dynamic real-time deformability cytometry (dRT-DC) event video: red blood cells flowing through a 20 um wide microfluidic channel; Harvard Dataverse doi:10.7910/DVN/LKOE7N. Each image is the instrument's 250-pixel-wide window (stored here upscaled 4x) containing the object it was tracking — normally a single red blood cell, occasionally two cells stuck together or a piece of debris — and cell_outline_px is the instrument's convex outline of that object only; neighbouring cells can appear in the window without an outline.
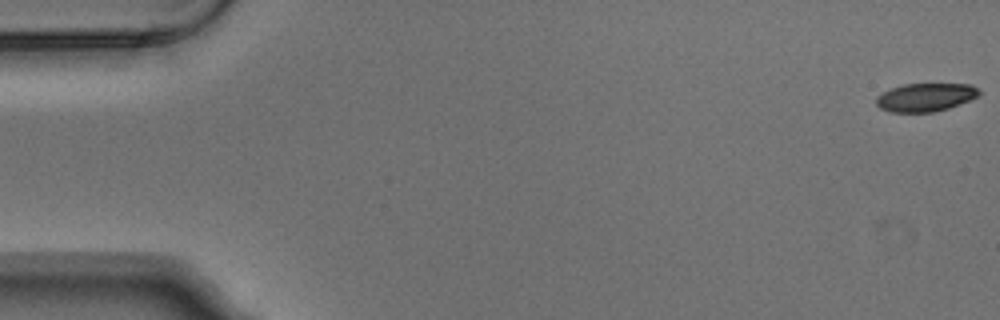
{"species": "Egyptian fruit bat (a non-hibernating species)", "species_latin": "Rousettus aegyptiacus", "temperature_condition": "warm", "stored_images_in_passage": 5, "camera_frame_rate_fps": 3000, "um_per_image_px": 0.085, "animal": {"sex": "male"}, "frame": {"image": 1, "passage_image": 1, "time_ms": 0.0, "image_size_px": [1000, 320], "cell_outline_px": [[980, 96], [948, 108], [932, 112], [888, 112], [880, 108], [876, 104], [876, 96], [892, 88], [904, 84], [972, 84], [980, 92]], "centroid_in_image_um": [78.66, 8.27], "position_along_channel_um": 6.3, "area_um2": 16.88}}
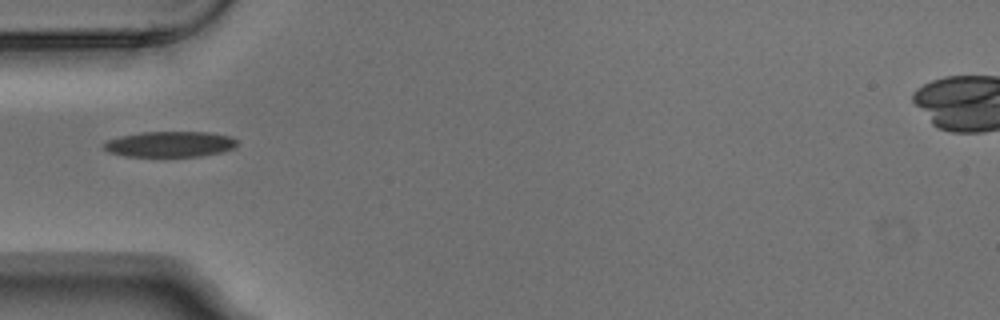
{"frame": {"image": 2, "passage_image": 5, "time_ms": 1.333, "image_size_px": [1000, 320], "cell_outline_px": [[236, 148], [224, 152], [200, 156], [124, 156], [108, 152], [104, 148], [104, 144], [108, 140], [120, 136], [144, 132], [208, 132], [232, 136], [236, 140]], "centroid_in_image_um": [14.49, 12.25], "position_along_channel_um": 70.5, "area_um2": 19.94}}